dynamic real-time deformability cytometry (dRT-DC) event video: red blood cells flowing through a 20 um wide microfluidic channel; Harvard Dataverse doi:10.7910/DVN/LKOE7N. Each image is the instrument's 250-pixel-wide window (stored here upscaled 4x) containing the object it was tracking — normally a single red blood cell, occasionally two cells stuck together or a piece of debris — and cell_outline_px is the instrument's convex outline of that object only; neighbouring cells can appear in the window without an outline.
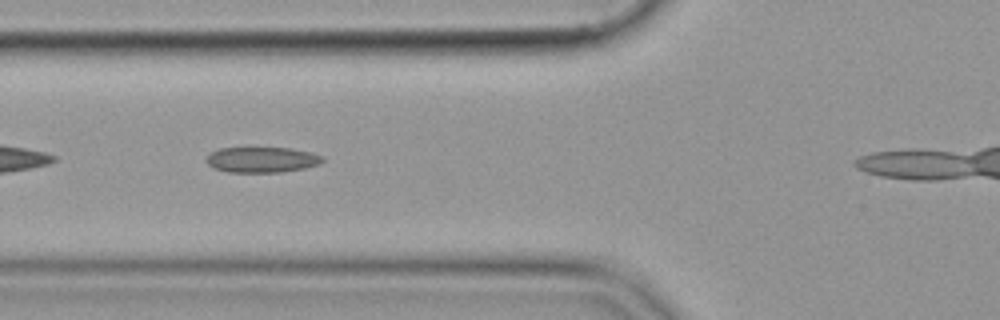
{"species": "common noctule bat (a hibernating species)", "species_latin": "Nyctalus noctula", "temperature_condition": "cold", "stored_images_in_passage": 32, "camera_frame_rate_fps": 3000, "um_per_image_px": 0.085, "animal": {"sex": "female", "body_mass_g": 19.9}, "frame": {"image": 1, "passage_image": 5, "time_ms": 1.333, "image_size_px": [1000, 320], "cell_outline_px": [[324, 160], [320, 164], [304, 168], [280, 172], [228, 172], [212, 168], [204, 160], [208, 152], [220, 148], [288, 148], [312, 152], [324, 156]], "centroid_in_image_um": [22.22, 13.57], "position_along_channel_um": 103.6, "area_um2": 17.51}}
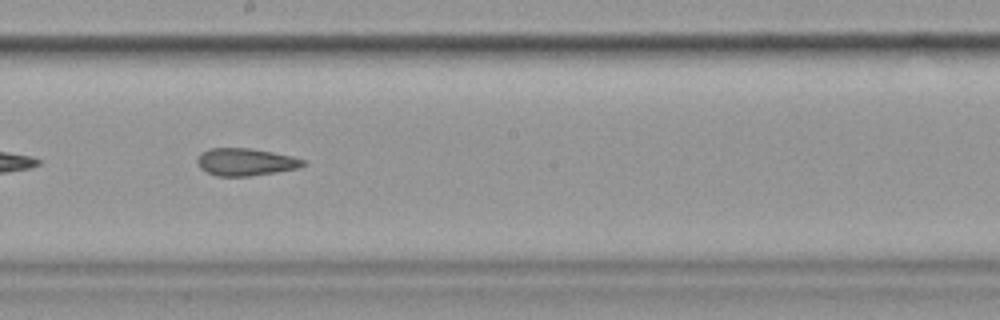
{"frame": {"image": 2, "passage_image": 15, "time_ms": 4.667, "image_size_px": [1000, 320], "cell_outline_px": [[304, 164], [300, 168], [252, 176], [216, 176], [200, 168], [196, 160], [200, 152], [212, 148], [248, 148], [272, 152], [292, 156], [304, 160]], "centroid_in_image_um": [20.85, 13.77], "position_along_channel_um": 227.3, "area_um2": 16.88}}
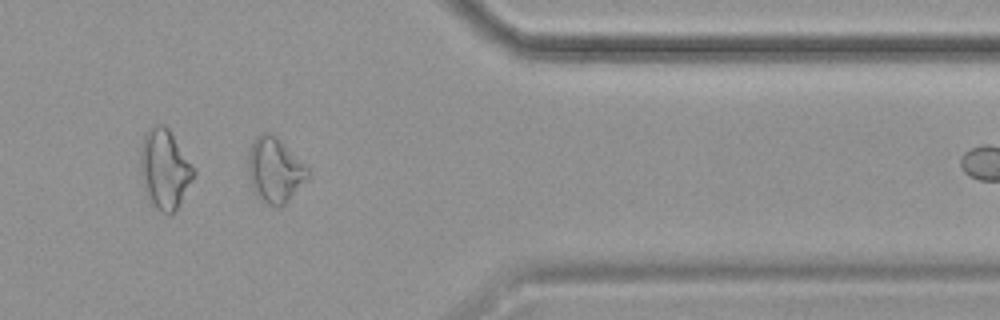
{"frame": {"image": 3, "passage_image": 29, "time_ms": 9.333, "image_size_px": [1000, 320], "cell_outline_px": [[308, 176], [288, 200], [280, 208], [276, 208], [260, 200], [256, 196], [252, 188], [248, 172], [248, 148], [256, 136], [260, 132], [272, 132], [308, 168]], "centroid_in_image_um": [23.3, 14.44], "position_along_channel_um": 388.1, "area_um2": 22.48}}